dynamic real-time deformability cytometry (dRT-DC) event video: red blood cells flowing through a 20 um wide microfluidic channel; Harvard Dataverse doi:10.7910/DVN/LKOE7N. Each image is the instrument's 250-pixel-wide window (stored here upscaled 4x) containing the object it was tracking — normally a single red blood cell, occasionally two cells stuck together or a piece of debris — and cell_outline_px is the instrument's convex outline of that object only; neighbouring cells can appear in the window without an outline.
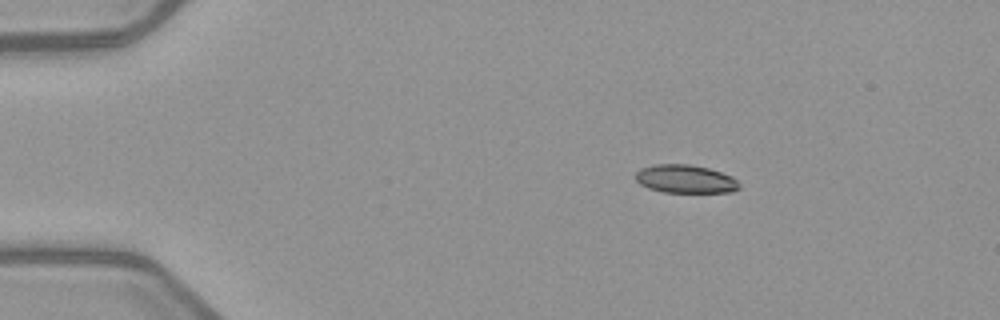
{"species": "common noctule bat (a hibernating species)", "species_latin": "Nyctalus noctula", "temperature_condition": "warm", "stored_images_in_passage": 3, "camera_frame_rate_fps": 3000, "um_per_image_px": 0.085, "animal": {"sex": "female", "body_mass_g": 21.9}, "frame": {"image": 1, "passage_image": 2, "time_ms": 1.667, "image_size_px": [1000, 320], "cell_outline_px": [[740, 188], [732, 192], [664, 192], [648, 188], [640, 184], [636, 180], [636, 172], [640, 168], [656, 164], [688, 164], [708, 168], [732, 176], [740, 184]], "centroid_in_image_um": [58.26, 15.21], "position_along_channel_um": 26.7, "area_um2": 17.05}}